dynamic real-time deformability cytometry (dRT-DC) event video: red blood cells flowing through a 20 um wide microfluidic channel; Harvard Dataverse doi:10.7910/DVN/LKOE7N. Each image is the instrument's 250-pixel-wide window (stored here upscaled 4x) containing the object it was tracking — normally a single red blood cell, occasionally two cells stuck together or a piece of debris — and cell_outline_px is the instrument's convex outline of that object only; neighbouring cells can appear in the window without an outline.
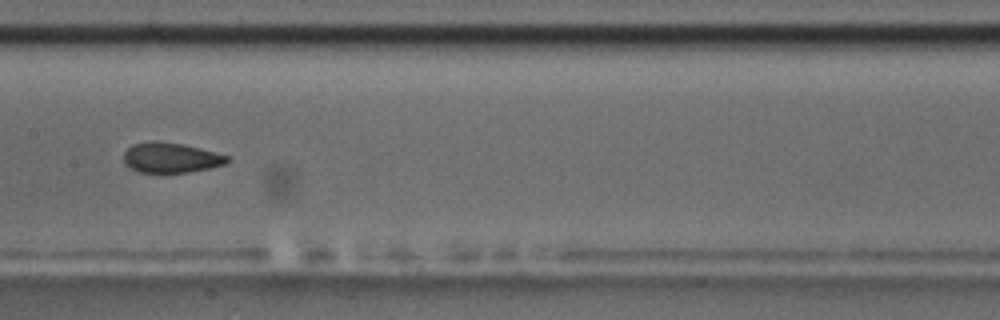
{"species": "common noctule bat (a hibernating species)", "species_latin": "Nyctalus noctula", "temperature_condition": "room temperature", "stored_images_in_passage": 8, "camera_frame_rate_fps": 3000, "um_per_image_px": 0.085, "animal": {"sex": "male", "body_mass_g": 17.5, "forearm_length_mm": 52.3}, "frame": {"image": 1, "passage_image": 7, "time_ms": 7.0, "image_size_px": [1000, 320], "cell_outline_px": [[228, 160], [224, 164], [208, 168], [188, 172], [140, 172], [124, 164], [124, 152], [132, 144], [152, 140], [156, 140], [184, 144], [200, 148], [228, 156]], "centroid_in_image_um": [14.48, 13.38], "position_along_channel_um": 192.9, "area_um2": 18.03}}